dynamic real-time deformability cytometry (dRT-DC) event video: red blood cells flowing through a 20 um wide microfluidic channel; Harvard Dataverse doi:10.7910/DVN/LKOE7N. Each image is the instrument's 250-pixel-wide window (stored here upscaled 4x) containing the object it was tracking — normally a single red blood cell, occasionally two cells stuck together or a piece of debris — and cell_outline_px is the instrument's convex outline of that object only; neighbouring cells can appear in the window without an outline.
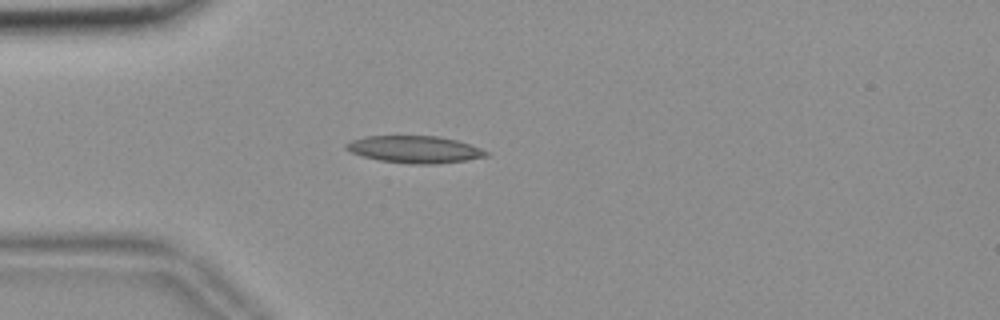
{"species": "common noctule bat (a hibernating species)", "species_latin": "Nyctalus noctula", "temperature_condition": "room temperature", "stored_images_in_passage": 54, "camera_frame_rate_fps": 3000, "um_per_image_px": 0.085, "animal": {"sex": "female", "body_mass_g": 18.4}, "frame": {"image": 1, "passage_image": 14, "time_ms": 4.333, "image_size_px": [1000, 320], "cell_outline_px": [[488, 156], [468, 160], [436, 164], [412, 164], [380, 160], [364, 156], [352, 152], [344, 148], [344, 144], [352, 140], [364, 136], [436, 136], [456, 140], [480, 148], [488, 152]], "centroid_in_image_um": [35.24, 12.7], "position_along_channel_um": 49.8, "area_um2": 21.96}}
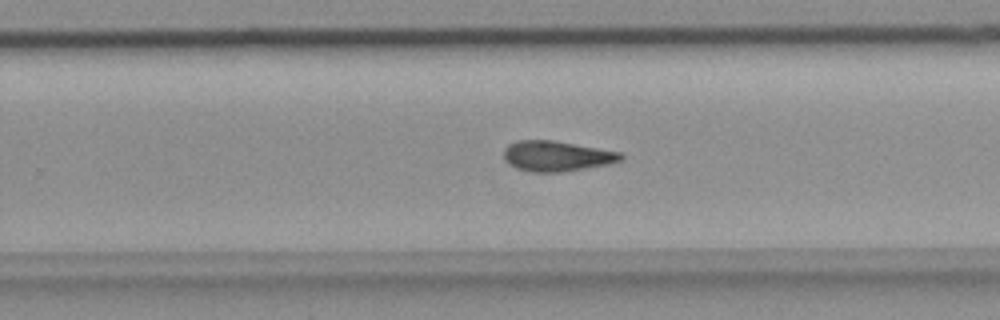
{"frame": {"image": 2, "passage_image": 34, "time_ms": 11.0, "image_size_px": [1000, 320], "cell_outline_px": [[624, 160], [608, 164], [560, 172], [532, 172], [516, 168], [504, 156], [504, 148], [508, 144], [516, 140], [552, 140], [620, 152], [624, 156]], "centroid_in_image_um": [47.33, 13.26], "position_along_channel_um": 282.5, "area_um2": 20.46}}
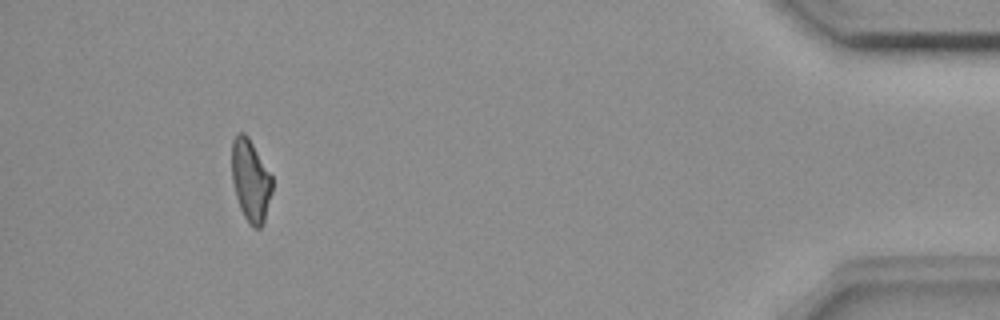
{"frame": {"image": 3, "passage_image": 50, "time_ms": 16.333, "image_size_px": [1000, 320], "cell_outline_px": [[272, 192], [264, 220], [260, 228], [256, 228], [244, 216], [240, 208], [236, 196], [232, 180], [232, 140], [236, 132], [244, 132], [248, 136], [272, 176]], "centroid_in_image_um": [21.29, 15.28], "position_along_channel_um": 413.9, "area_um2": 19.13}, "authors_computed_cell_mechanics": {"area_um2": 20.4323, "velocity_mm_per_s": 3.6729, "shape_relaxation_time_tau1_ms": null, "shape_relaxation_time_tau2_ms": 9.4895, "deformation_change_tau1": null, "deformation_change_tau2": 0.2112}}